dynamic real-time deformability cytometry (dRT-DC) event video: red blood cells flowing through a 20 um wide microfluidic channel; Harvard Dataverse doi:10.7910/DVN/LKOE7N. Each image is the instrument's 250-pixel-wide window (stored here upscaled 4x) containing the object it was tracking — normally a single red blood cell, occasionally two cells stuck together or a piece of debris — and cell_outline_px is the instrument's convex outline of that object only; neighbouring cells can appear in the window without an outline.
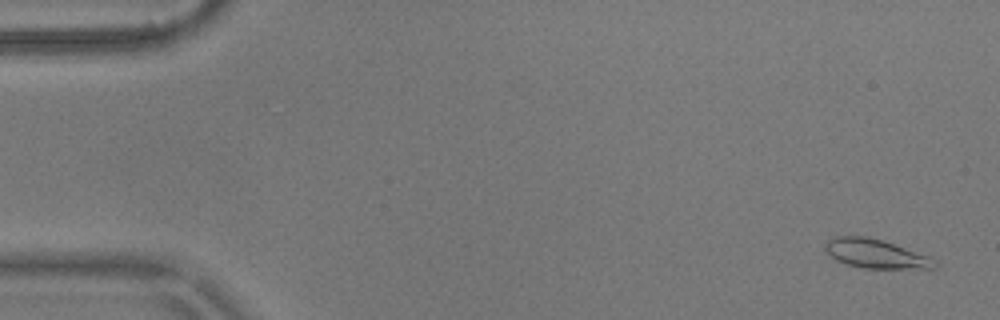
{"species": "common noctule bat (a hibernating species)", "species_latin": "Nyctalus noctula", "temperature_condition": "warm", "stored_images_in_passage": 5, "camera_frame_rate_fps": 3000, "um_per_image_px": 0.085, "animal": {"sex": "male", "body_mass_g": 17.9}, "frame": {"image": 1, "passage_image": 1, "time_ms": 0.0, "image_size_px": [1000, 320], "cell_outline_px": [[940, 264], [936, 268], [864, 268], [848, 264], [836, 260], [824, 248], [824, 244], [832, 236], [868, 236], [884, 240], [928, 256], [936, 260]], "centroid_in_image_um": [74.45, 21.55], "position_along_channel_um": 10.6, "area_um2": 18.5}}